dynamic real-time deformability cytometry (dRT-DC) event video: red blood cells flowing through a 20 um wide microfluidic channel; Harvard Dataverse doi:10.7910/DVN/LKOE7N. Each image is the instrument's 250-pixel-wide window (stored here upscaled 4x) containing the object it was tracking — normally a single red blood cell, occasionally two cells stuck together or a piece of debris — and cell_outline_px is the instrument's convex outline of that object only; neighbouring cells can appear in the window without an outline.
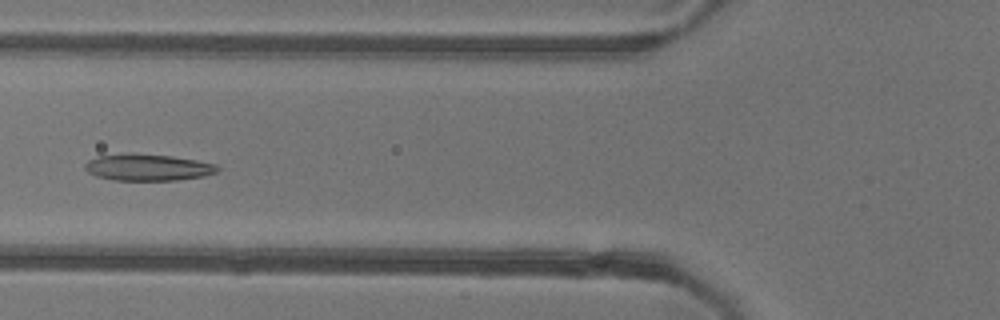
{"species": "common noctule bat (a hibernating species)", "species_latin": "Nyctalus noctula", "temperature_condition": "warm", "stored_images_in_passage": 37, "camera_frame_rate_fps": 3000, "um_per_image_px": 0.085, "animal": {"sex": "female"}, "frame": {"image": 1, "passage_image": 16, "time_ms": 5.0, "image_size_px": [1000, 320], "cell_outline_px": [[220, 168], [216, 172], [204, 176], [176, 180], [112, 180], [96, 176], [88, 172], [84, 168], [84, 164], [88, 160], [100, 156], [132, 152], [172, 156], [196, 160], [216, 164]], "centroid_in_image_um": [12.55, 14.22], "position_along_channel_um": 113.3, "area_um2": 20.69}}
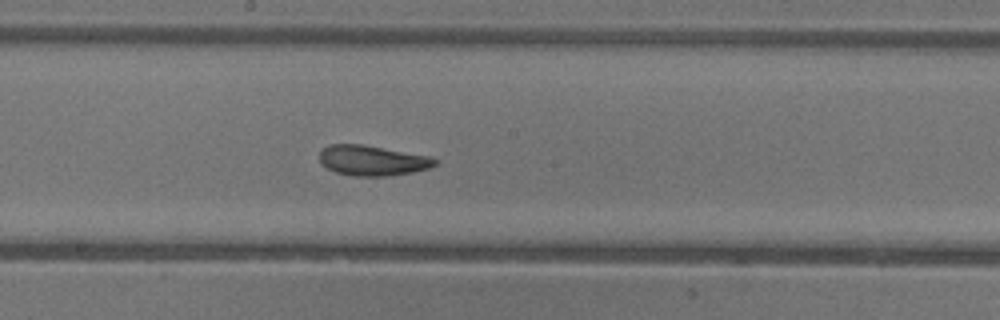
{"frame": {"image": 2, "passage_image": 24, "time_ms": 7.667, "image_size_px": [1000, 320], "cell_outline_px": [[436, 164], [428, 168], [412, 172], [388, 176], [352, 176], [336, 172], [320, 164], [320, 152], [328, 144], [364, 144], [432, 156], [436, 160]], "centroid_in_image_um": [31.65, 13.63], "position_along_channel_um": 216.6, "area_um2": 20.46}}
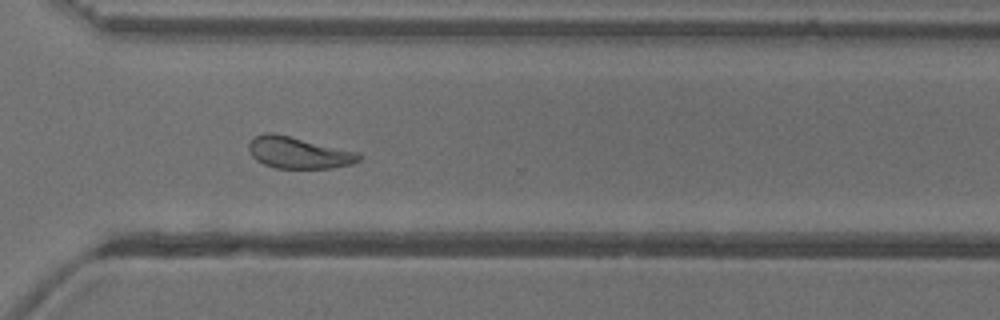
{"frame": {"image": 3, "passage_image": 34, "time_ms": 11.0, "image_size_px": [1000, 320], "cell_outline_px": [[360, 160], [352, 164], [328, 168], [276, 168], [264, 164], [256, 160], [252, 156], [248, 148], [248, 144], [256, 136], [264, 132], [272, 132], [360, 152]], "centroid_in_image_um": [25.37, 12.97], "position_along_channel_um": 345.2, "area_um2": 20.23}, "authors_computed_cell_mechanics": {"area_um2": 20.3456, "velocity_mm_per_s": 3.8701, "shape_relaxation_time_tau1_ms": 10.4144, "shape_relaxation_time_tau2_ms": 2.4371, "deformation_change_tau1": 0.2502, "deformation_change_tau2": 0.0928}}